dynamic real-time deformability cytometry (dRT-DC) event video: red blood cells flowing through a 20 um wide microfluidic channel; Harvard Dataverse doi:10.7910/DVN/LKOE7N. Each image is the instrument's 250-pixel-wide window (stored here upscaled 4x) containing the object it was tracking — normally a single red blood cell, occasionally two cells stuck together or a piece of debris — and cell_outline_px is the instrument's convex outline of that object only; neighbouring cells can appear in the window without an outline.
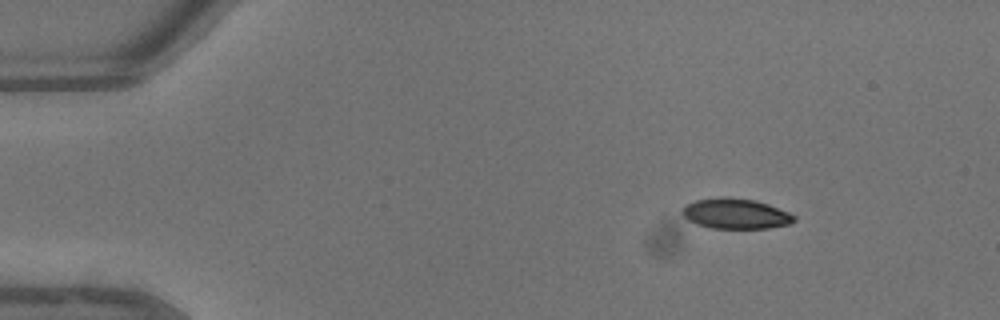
{"species": "common noctule bat (a hibernating species)", "species_latin": "Nyctalus noctula", "temperature_condition": "warm", "stored_images_in_passage": 39, "camera_frame_rate_fps": 3000, "um_per_image_px": 0.085, "animal": {"sex": "male", "body_mass_g": 13.3}, "frame": {"image": 1, "passage_image": 1, "time_ms": 0.0, "image_size_px": [1000, 320], "cell_outline_px": [[796, 220], [792, 224], [768, 228], [708, 228], [696, 224], [688, 220], [680, 212], [680, 208], [696, 200], [724, 196], [756, 200], [768, 204], [788, 212], [796, 216]], "centroid_in_image_um": [62.52, 18.16], "position_along_channel_um": 22.5, "area_um2": 20.0}}
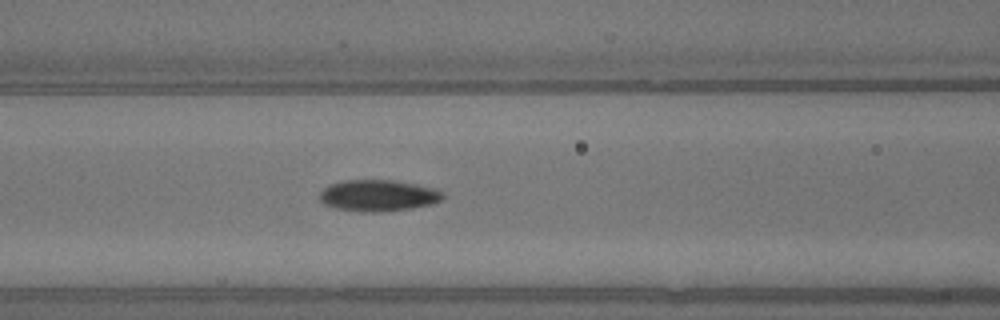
{"frame": {"image": 2, "passage_image": 14, "time_ms": 4.333, "image_size_px": [1000, 320], "cell_outline_px": [[444, 196], [440, 200], [432, 204], [412, 208], [380, 212], [364, 212], [336, 208], [324, 204], [320, 200], [320, 192], [328, 184], [344, 180], [392, 180], [416, 184], [432, 188], [444, 192]], "centroid_in_image_um": [32.13, 16.62], "position_along_channel_um": 134.5, "area_um2": 22.54}}
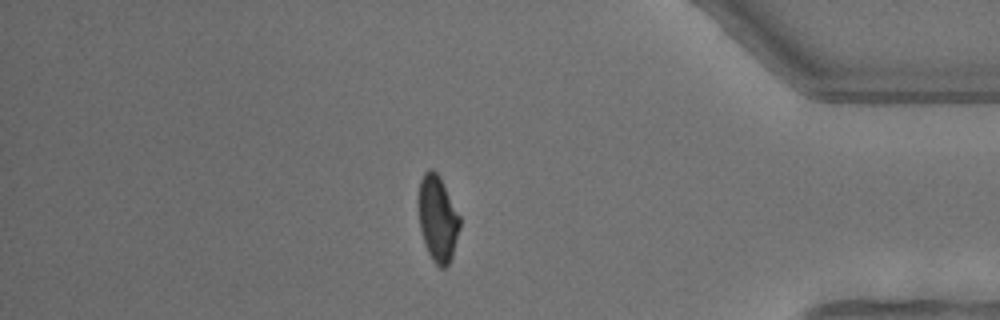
{"frame": {"image": 3, "passage_image": 33, "time_ms": 10.667, "image_size_px": [1000, 320], "cell_outline_px": [[460, 228], [452, 256], [448, 264], [444, 268], [440, 268], [432, 260], [424, 244], [420, 232], [416, 204], [416, 200], [420, 180], [424, 172], [432, 168], [440, 176], [460, 216]], "centroid_in_image_um": [37.16, 18.55], "position_along_channel_um": 398.0, "area_um2": 21.27}, "authors_computed_cell_mechanics": {"area_um2": 21.386, "velocity_mm_per_s": 4.6765, "shape_relaxation_time_tau1_ms": 3.8886, "shape_relaxation_time_tau2_ms": 3.9381, "deformation_change_tau1": 0.154, "deformation_change_tau2": 0.0705}}